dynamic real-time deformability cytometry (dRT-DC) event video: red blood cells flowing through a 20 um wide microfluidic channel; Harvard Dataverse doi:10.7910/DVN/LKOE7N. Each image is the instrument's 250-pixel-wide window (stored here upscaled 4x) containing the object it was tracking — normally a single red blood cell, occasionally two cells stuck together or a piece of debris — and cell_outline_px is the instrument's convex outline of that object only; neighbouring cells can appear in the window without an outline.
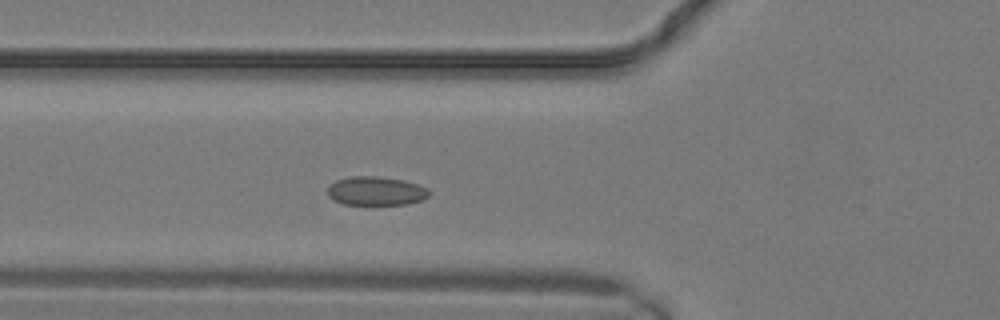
{"species": "common noctule bat (a hibernating species)", "species_latin": "Nyctalus noctula", "temperature_condition": "warm", "stored_images_in_passage": 12, "camera_frame_rate_fps": 3000, "um_per_image_px": 0.085, "animal": {"sex": "male", "body_mass_g": 19.2, "forearm_length_mm": 51.8}, "frame": {"image": 1, "passage_image": 7, "time_ms": 2.0, "image_size_px": [1000, 320], "cell_outline_px": [[432, 192], [428, 196], [420, 200], [408, 204], [344, 204], [332, 200], [328, 196], [328, 184], [336, 180], [352, 176], [376, 176], [404, 180], [428, 188]], "centroid_in_image_um": [31.94, 16.23], "position_along_channel_um": 93.9, "area_um2": 17.11}}
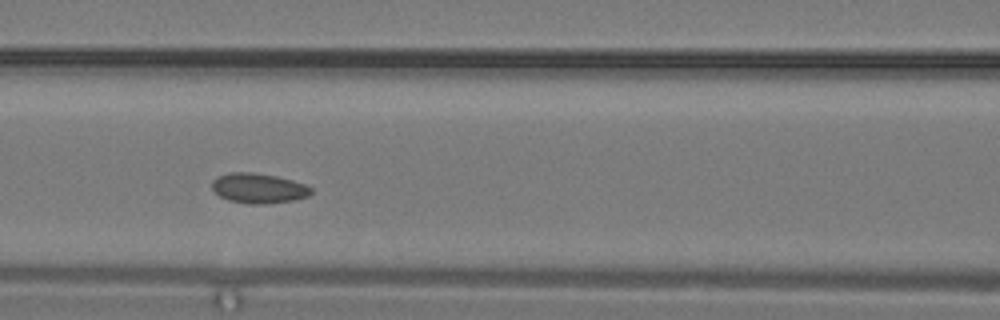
{"frame": {"image": 2, "passage_image": 9, "time_ms": 2.667, "image_size_px": [1000, 320], "cell_outline_px": [[312, 192], [308, 196], [296, 200], [264, 204], [248, 204], [228, 200], [220, 196], [212, 188], [212, 180], [216, 176], [228, 172], [252, 172], [276, 176], [292, 180], [304, 184], [312, 188]], "centroid_in_image_um": [21.96, 16.0], "position_along_channel_um": 144.6, "area_um2": 17.46}}
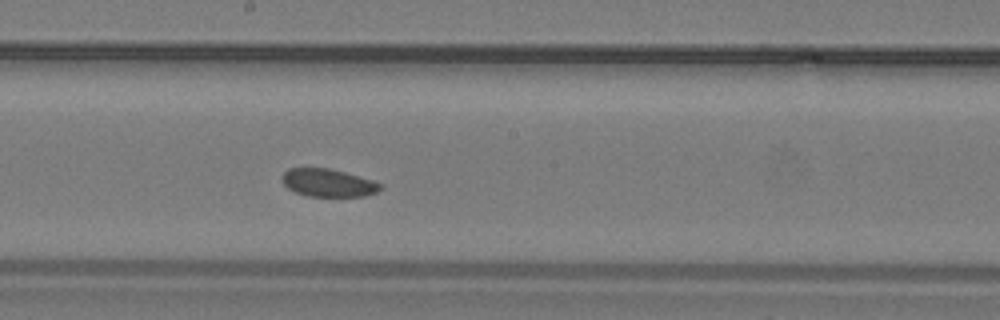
{"frame": {"image": 3, "passage_image": 12, "time_ms": 3.667, "image_size_px": [1000, 320], "cell_outline_px": [[384, 188], [376, 192], [364, 196], [308, 196], [296, 192], [288, 188], [284, 184], [280, 176], [288, 168], [328, 168], [344, 172], [372, 180], [380, 184]], "centroid_in_image_um": [27.87, 15.54], "position_along_channel_um": 220.3, "area_um2": 15.84}}